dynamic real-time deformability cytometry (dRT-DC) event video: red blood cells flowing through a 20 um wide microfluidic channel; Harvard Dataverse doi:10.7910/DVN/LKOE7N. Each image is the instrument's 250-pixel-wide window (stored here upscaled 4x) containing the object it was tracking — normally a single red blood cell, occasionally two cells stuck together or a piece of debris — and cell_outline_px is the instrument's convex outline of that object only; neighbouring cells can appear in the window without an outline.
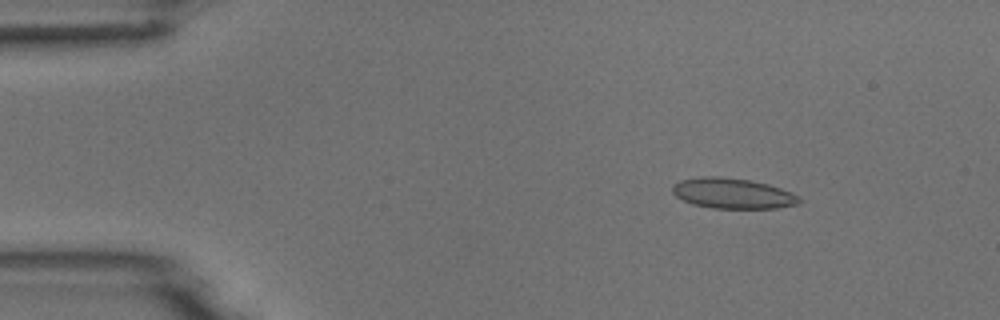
{"species": "common noctule bat (a hibernating species)", "species_latin": "Nyctalus noctula", "temperature_condition": "room temperature", "stored_images_in_passage": 5, "camera_frame_rate_fps": 3000, "um_per_image_px": 0.085, "animal": {"sex": "male", "body_mass_g": 18.8}, "frame": {"image": 1, "passage_image": 3, "time_ms": 2.0, "image_size_px": [1000, 320], "cell_outline_px": [[804, 200], [800, 204], [776, 208], [712, 208], [692, 204], [676, 196], [672, 192], [672, 184], [680, 180], [700, 176], [716, 176], [748, 180], [768, 184], [792, 192], [800, 196]], "centroid_in_image_um": [62.3, 16.44], "position_along_channel_um": 22.7, "area_um2": 22.66}}
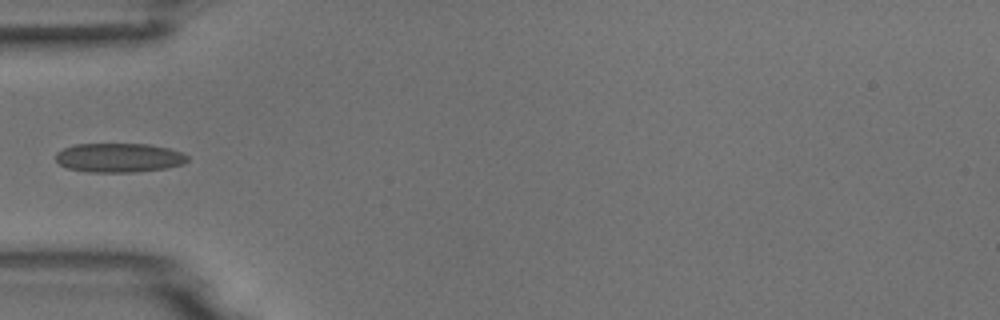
{"frame": {"image": 2, "passage_image": 5, "time_ms": 5.333, "image_size_px": [1000, 320], "cell_outline_px": [[188, 160], [184, 164], [164, 168], [136, 172], [88, 172], [68, 168], [60, 164], [56, 160], [56, 152], [72, 144], [148, 144], [168, 148], [180, 152], [188, 156]], "centroid_in_image_um": [10.1, 13.4], "position_along_channel_um": 74.9, "area_um2": 22.37}}